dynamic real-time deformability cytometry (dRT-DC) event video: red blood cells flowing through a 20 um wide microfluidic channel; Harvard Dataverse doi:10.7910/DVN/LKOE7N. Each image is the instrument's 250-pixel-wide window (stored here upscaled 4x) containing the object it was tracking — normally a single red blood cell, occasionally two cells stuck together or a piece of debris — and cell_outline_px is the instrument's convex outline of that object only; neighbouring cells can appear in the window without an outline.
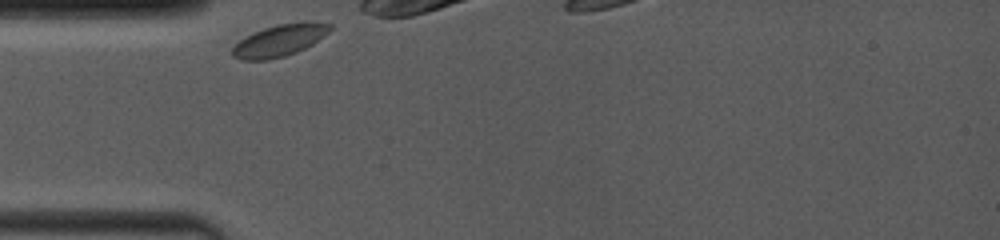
{"species": "common noctule bat (a hibernating species)", "species_latin": "Nyctalus noctula", "temperature_condition": "room temperature", "stored_images_in_passage": 5, "camera_frame_rate_fps": 4000, "um_per_image_px": 0.085, "animal": {"sex": "female", "body_mass_g": 19.0, "forearm_length_mm": 53.3}, "frame": {"image": 1, "passage_image": 1, "time_ms": 0.0, "image_size_px": [1000, 240], "cell_outline_px": [[332, 28], [328, 32], [312, 44], [296, 52], [284, 56], [268, 60], [240, 60], [232, 56], [232, 48], [244, 36], [252, 32], [276, 24], [300, 20], [312, 20], [332, 24]], "centroid_in_image_um": [23.77, 3.4], "position_along_channel_um": 61.2, "area_um2": 18.5}}